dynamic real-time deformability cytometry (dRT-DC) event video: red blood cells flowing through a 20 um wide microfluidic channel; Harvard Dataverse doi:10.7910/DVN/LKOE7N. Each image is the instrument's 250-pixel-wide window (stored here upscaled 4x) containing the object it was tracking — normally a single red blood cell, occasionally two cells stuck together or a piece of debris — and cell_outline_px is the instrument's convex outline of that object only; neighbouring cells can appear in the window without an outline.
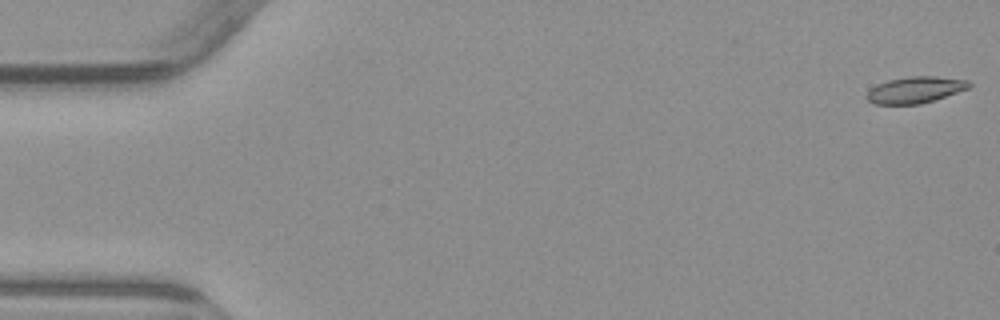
{"species": "common noctule bat (a hibernating species)", "species_latin": "Nyctalus noctula", "temperature_condition": "warm", "stored_images_in_passage": 5, "camera_frame_rate_fps": 3000, "um_per_image_px": 0.085, "animal": {"sex": "male", "body_mass_g": 23.1, "forearm_length_mm": 52.7}, "frame": {"image": 1, "passage_image": 1, "time_ms": 0.0, "image_size_px": [1000, 320], "cell_outline_px": [[972, 84], [968, 88], [920, 104], [872, 104], [864, 96], [876, 84], [888, 80], [908, 76], [936, 76], [968, 80]], "centroid_in_image_um": [77.75, 7.63], "position_along_channel_um": 7.3, "area_um2": 15.66}}
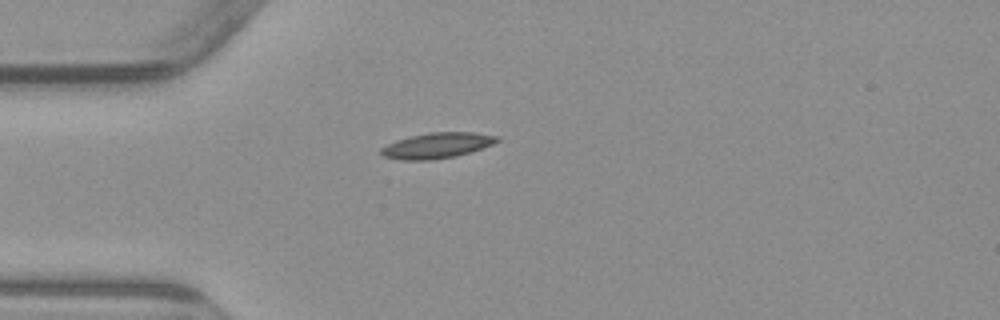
{"frame": {"image": 2, "passage_image": 5, "time_ms": 4.667, "image_size_px": [1000, 320], "cell_outline_px": [[500, 140], [492, 144], [456, 156], [432, 160], [400, 160], [384, 156], [380, 152], [380, 148], [396, 140], [428, 132], [476, 132], [500, 136]], "centroid_in_image_um": [37.15, 12.36], "position_along_channel_um": 47.9, "area_um2": 17.22}}